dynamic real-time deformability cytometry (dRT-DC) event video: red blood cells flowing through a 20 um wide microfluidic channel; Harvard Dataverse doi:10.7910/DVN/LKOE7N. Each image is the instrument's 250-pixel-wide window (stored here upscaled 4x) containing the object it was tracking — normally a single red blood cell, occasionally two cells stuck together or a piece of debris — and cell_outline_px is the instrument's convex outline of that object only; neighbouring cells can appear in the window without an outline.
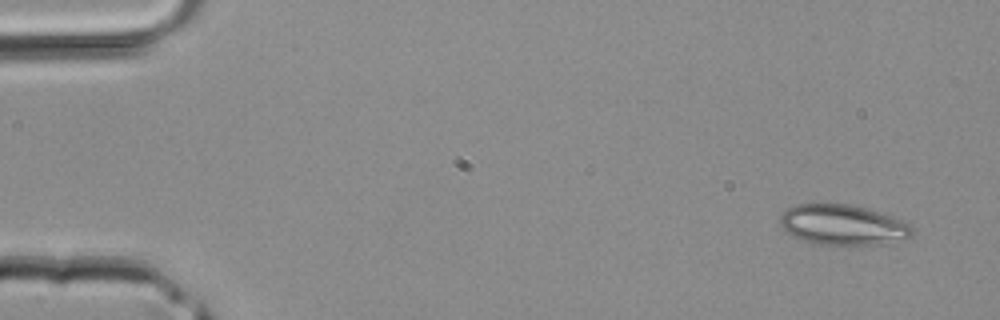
{"species": "common noctule bat (a hibernating species)", "species_latin": "Nyctalus noctula", "temperature_condition": "room temperature", "stored_images_in_passage": 40, "camera_frame_rate_fps": 3000, "um_per_image_px": 0.085, "animal": {"sex": "male", "body_mass_g": 20.4}, "frame": {"image": 1, "passage_image": 1, "time_ms": 0.0, "image_size_px": [1000, 320], "cell_outline_px": [[916, 232], [912, 236], [904, 240], [880, 244], [820, 244], [804, 240], [792, 236], [780, 224], [780, 216], [788, 208], [796, 204], [848, 204], [884, 212], [908, 224]], "centroid_in_image_um": [71.69, 19.11], "position_along_channel_um": 13.3, "area_um2": 30.92}}
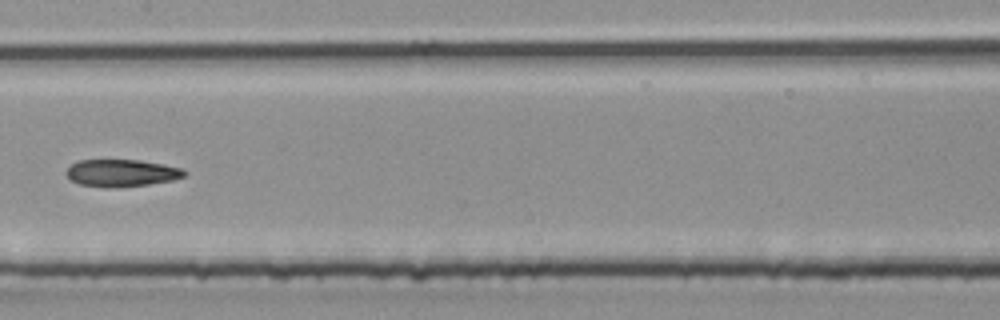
{"frame": {"image": 2, "passage_image": 20, "time_ms": 6.333, "image_size_px": [1000, 320], "cell_outline_px": [[188, 172], [184, 176], [172, 180], [148, 184], [116, 188], [108, 188], [80, 184], [72, 180], [64, 172], [72, 164], [80, 160], [140, 160], [184, 168]], "centroid_in_image_um": [10.35, 14.7], "position_along_channel_um": 197.0, "area_um2": 18.73}}
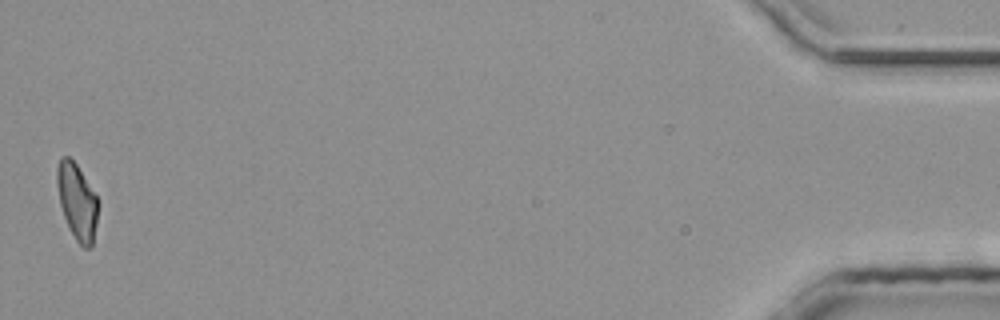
{"frame": {"image": 3, "passage_image": 40, "time_ms": 13.0, "image_size_px": [1000, 320], "cell_outline_px": [[100, 204], [92, 244], [88, 248], [84, 248], [76, 240], [64, 216], [60, 204], [56, 184], [56, 168], [60, 156], [68, 156], [76, 164], [100, 200]], "centroid_in_image_um": [6.56, 17.09], "position_along_channel_um": 428.6, "area_um2": 18.26}}